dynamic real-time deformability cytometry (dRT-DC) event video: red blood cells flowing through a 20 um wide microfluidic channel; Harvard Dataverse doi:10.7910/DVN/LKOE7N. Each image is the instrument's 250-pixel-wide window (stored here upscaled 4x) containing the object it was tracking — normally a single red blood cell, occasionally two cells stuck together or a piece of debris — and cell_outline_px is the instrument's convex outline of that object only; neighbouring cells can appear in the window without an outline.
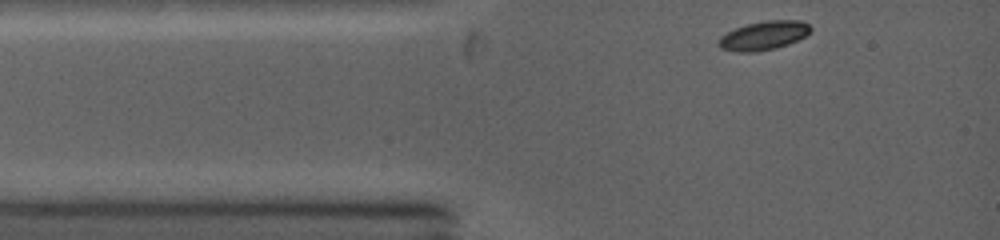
{"species": "common noctule bat (a hibernating species)", "species_latin": "Nyctalus noctula", "temperature_condition": "warm", "stored_images_in_passage": 35, "camera_frame_rate_fps": 5000, "um_per_image_px": 0.085, "animal": {"sex": "female", "body_mass_g": 19.0, "forearm_length_mm": 53.3}, "frame": {"image": 1, "passage_image": 1, "time_ms": 0.0, "image_size_px": [1000, 240], "cell_outline_px": [[812, 28], [804, 36], [796, 40], [772, 48], [752, 52], [740, 52], [720, 48], [720, 36], [736, 28], [748, 24], [764, 20], [800, 20], [808, 24]], "centroid_in_image_um": [64.91, 3.0], "position_along_channel_um": 20.1, "area_um2": 14.91}}
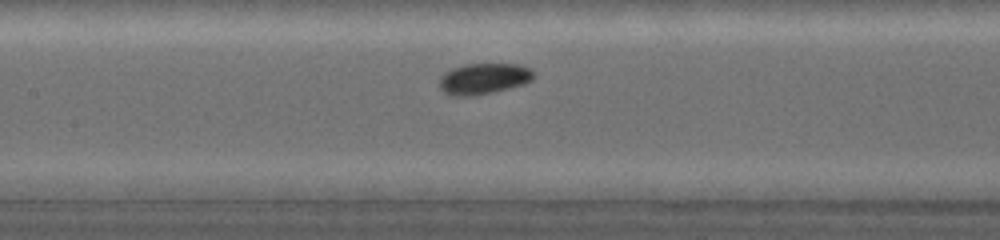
{"frame": {"image": 2, "passage_image": 13, "time_ms": 4.0, "image_size_px": [1000, 240], "cell_outline_px": [[532, 76], [528, 80], [520, 84], [488, 92], [468, 96], [460, 96], [448, 92], [440, 84], [440, 80], [444, 72], [452, 68], [464, 64], [520, 64], [528, 68], [532, 72]], "centroid_in_image_um": [41.08, 6.64], "position_along_channel_um": 166.3, "area_um2": 16.01}}
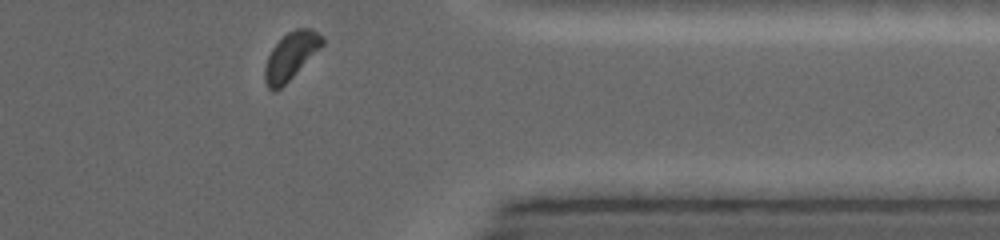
{"frame": {"image": 3, "passage_image": 33, "time_ms": 9.4, "image_size_px": [1000, 240], "cell_outline_px": [[324, 44], [276, 92], [272, 92], [268, 88], [264, 80], [264, 68], [268, 56], [272, 48], [288, 32], [296, 28], [312, 28], [324, 36]], "centroid_in_image_um": [24.71, 4.75], "position_along_channel_um": 386.7, "area_um2": 15.61}, "authors_computed_cell_mechanics": {"area_um2": 15.606, "velocity_mm_per_s": 4.2624, "shape_relaxation_time_tau1_ms": 1.8279, "shape_relaxation_time_tau2_ms": null, "deformation_change_tau1": 0.0918, "deformation_change_tau2": null}}